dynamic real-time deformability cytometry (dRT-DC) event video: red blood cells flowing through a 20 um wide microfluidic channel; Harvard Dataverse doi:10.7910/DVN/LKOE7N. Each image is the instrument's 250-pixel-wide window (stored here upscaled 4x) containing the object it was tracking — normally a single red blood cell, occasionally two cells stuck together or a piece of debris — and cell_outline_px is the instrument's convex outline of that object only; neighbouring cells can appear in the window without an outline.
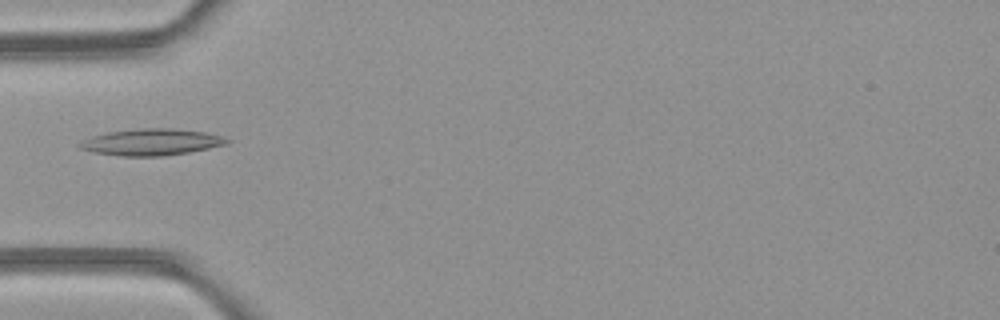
{"species": "common noctule bat (a hibernating species)", "species_latin": "Nyctalus noctula", "temperature_condition": "room temperature", "stored_images_in_passage": 1, "camera_frame_rate_fps": 3000, "um_per_image_px": 0.085, "animal": {"sex": "female", "body_mass_g": 21.9}, "frame": {"image": 1, "passage_image": 1, "time_ms": 0.0, "image_size_px": [1000, 320], "cell_outline_px": [[232, 140], [228, 144], [188, 152], [160, 156], [120, 156], [92, 152], [80, 148], [76, 144], [92, 136], [108, 132], [140, 128], [172, 128], [204, 132], [220, 136]], "centroid_in_image_um": [12.85, 12.08], "position_along_channel_um": 72.1, "area_um2": 22.66}}